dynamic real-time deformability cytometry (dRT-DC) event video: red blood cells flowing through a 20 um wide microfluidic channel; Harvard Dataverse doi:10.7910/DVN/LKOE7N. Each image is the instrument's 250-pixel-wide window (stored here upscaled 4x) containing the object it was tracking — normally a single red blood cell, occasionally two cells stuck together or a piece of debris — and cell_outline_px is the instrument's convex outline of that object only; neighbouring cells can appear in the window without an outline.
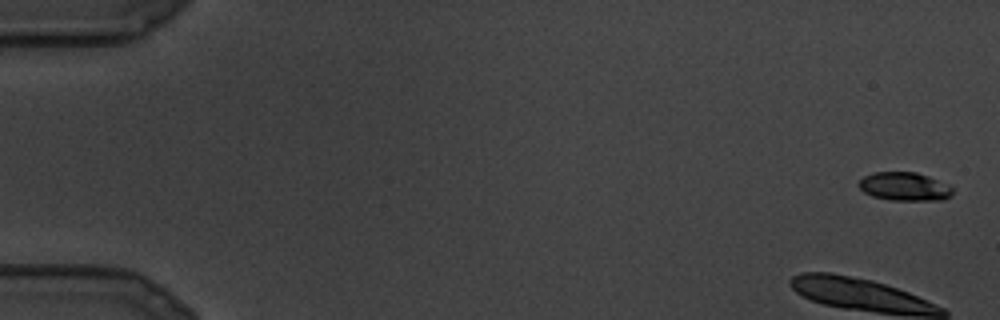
{"species": "common noctule bat (a hibernating species)", "species_latin": "Nyctalus noctula", "temperature_condition": "cold", "stored_images_in_passage": 27, "camera_frame_rate_fps": 3000, "um_per_image_px": 0.085, "animal": {"sex": "male", "body_mass_g": 19.5, "forearm_length_mm": 54.6}, "frame": {"image": 1, "passage_image": 1, "time_ms": 0.0, "image_size_px": [1000, 320], "cell_outline_px": [[952, 196], [944, 200], [892, 200], [872, 196], [864, 192], [856, 184], [864, 176], [872, 172], [916, 172], [928, 176], [952, 188]], "centroid_in_image_um": [76.84, 15.86], "position_along_channel_um": 8.2, "area_um2": 15.49}}